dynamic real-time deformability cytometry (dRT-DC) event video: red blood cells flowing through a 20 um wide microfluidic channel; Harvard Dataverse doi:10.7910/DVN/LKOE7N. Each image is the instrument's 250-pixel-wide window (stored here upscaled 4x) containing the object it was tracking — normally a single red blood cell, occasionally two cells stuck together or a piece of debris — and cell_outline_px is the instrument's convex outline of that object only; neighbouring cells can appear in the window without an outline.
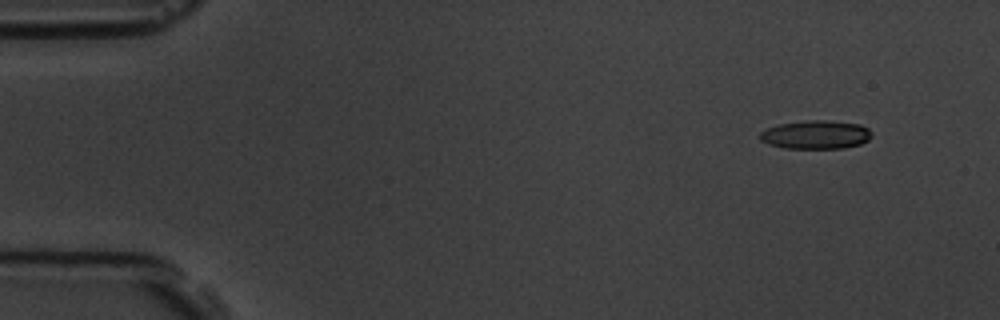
{"species": "common noctule bat (a hibernating species)", "species_latin": "Nyctalus noctula", "temperature_condition": "room temperature", "stored_images_in_passage": 4, "camera_frame_rate_fps": 3000, "um_per_image_px": 0.085, "animal": {"sex": "male", "body_mass_g": 19.5, "forearm_length_mm": 54.6}, "frame": {"image": 1, "passage_image": 1, "time_ms": 0.0, "image_size_px": [1000, 320], "cell_outline_px": [[872, 136], [868, 140], [860, 144], [844, 148], [784, 148], [768, 144], [760, 140], [760, 132], [768, 128], [780, 124], [804, 120], [824, 120], [860, 124], [868, 128], [872, 132]], "centroid_in_image_um": [69.36, 11.45], "position_along_channel_um": 15.6, "area_um2": 18.61}}
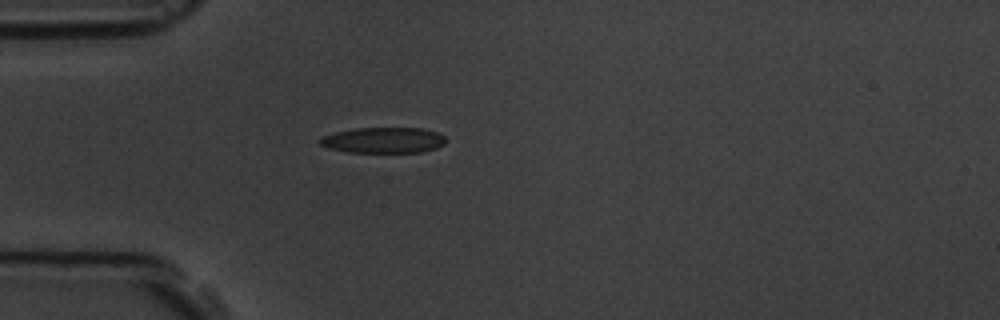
{"frame": {"image": 2, "passage_image": 4, "time_ms": 3.667, "image_size_px": [1000, 320], "cell_outline_px": [[444, 144], [436, 148], [420, 152], [348, 152], [328, 148], [320, 144], [316, 140], [320, 136], [336, 132], [356, 128], [420, 128], [440, 132], [444, 136]], "centroid_in_image_um": [32.56, 11.91], "position_along_channel_um": 52.4, "area_um2": 18.96}}